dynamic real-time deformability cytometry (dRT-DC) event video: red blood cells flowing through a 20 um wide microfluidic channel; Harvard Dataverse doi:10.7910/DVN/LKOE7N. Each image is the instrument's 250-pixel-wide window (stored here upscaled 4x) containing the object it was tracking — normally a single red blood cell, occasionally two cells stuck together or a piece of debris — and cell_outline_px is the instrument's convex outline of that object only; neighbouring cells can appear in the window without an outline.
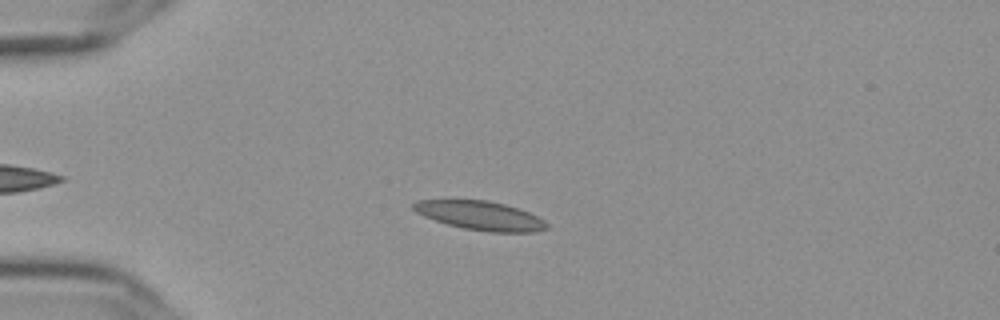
{"species": "Egyptian fruit bat (a non-hibernating species)", "species_latin": "Rousettus aegyptiacus", "temperature_condition": "cold", "stored_images_in_passage": 48, "camera_frame_rate_fps": 3000, "um_per_image_px": 0.085, "frame": {"image": 1, "passage_image": 11, "time_ms": 3.333, "image_size_px": [1000, 320], "cell_outline_px": [[548, 228], [532, 232], [492, 232], [464, 228], [448, 224], [424, 216], [416, 212], [412, 208], [412, 204], [416, 200], [488, 200], [504, 204], [528, 212], [544, 220], [548, 224]], "centroid_in_image_um": [40.82, 18.32], "position_along_channel_um": 44.2, "area_um2": 22.2}}
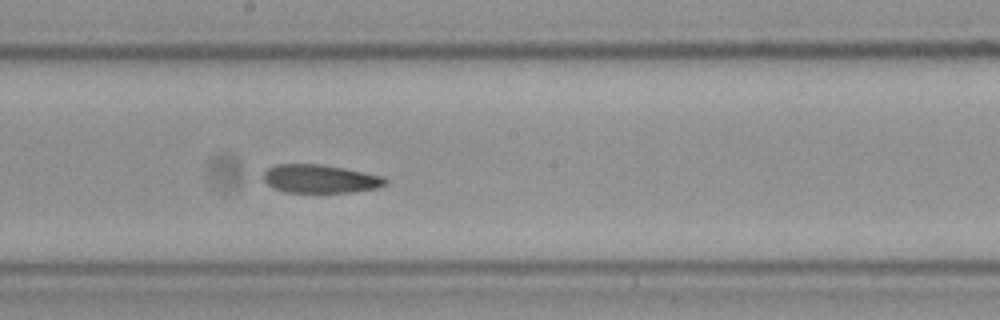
{"frame": {"image": 2, "passage_image": 28, "time_ms": 9.0, "image_size_px": [1000, 320], "cell_outline_px": [[388, 184], [376, 188], [352, 192], [284, 192], [272, 188], [264, 180], [264, 172], [268, 168], [276, 164], [320, 164], [344, 168], [384, 176], [388, 180]], "centroid_in_image_um": [27.23, 15.2], "position_along_channel_um": 221.0, "area_um2": 20.23}}
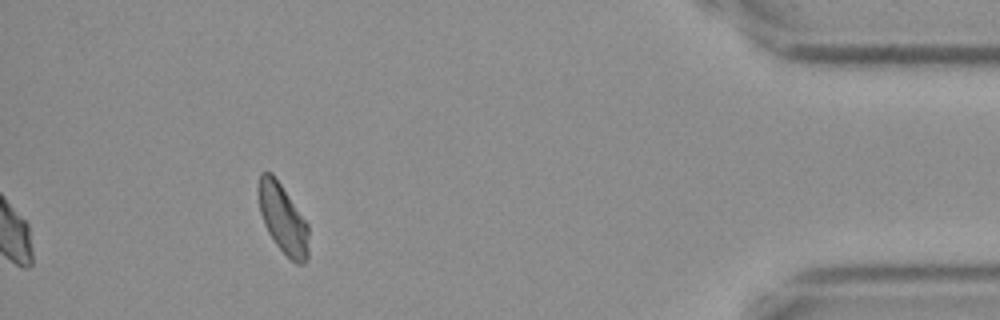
{"frame": {"image": 3, "passage_image": 48, "time_ms": 15.667, "image_size_px": [1000, 320], "cell_outline_px": [[308, 256], [304, 264], [296, 264], [276, 244], [268, 232], [264, 224], [260, 212], [256, 192], [256, 188], [260, 172], [272, 172], [308, 224]], "centroid_in_image_um": [24.01, 18.56], "position_along_channel_um": 411.2, "area_um2": 20.35}, "authors_computed_cell_mechanics": {"area_um2": 22.0218, "velocity_mm_per_s": 3.6144, "shape_relaxation_time_tau1_ms": null, "shape_relaxation_time_tau2_ms": 3.5559, "deformation_change_tau1": null, "deformation_change_tau2": 0.0818}}